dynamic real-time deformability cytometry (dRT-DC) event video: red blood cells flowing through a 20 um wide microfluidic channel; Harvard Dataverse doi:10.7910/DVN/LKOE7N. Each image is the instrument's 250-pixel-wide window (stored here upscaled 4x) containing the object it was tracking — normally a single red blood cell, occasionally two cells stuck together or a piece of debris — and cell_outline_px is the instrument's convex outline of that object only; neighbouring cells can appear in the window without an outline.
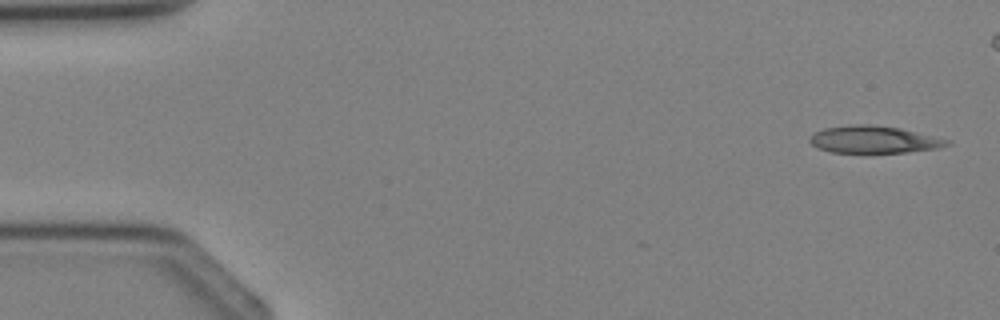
{"species": "Egyptian fruit bat (a non-hibernating species)", "species_latin": "Rousettus aegyptiacus", "temperature_condition": "cold", "stored_images_in_passage": 4, "camera_frame_rate_fps": 3000, "um_per_image_px": 0.085, "animal": {"sex": "female"}, "frame": {"image": 1, "passage_image": 1, "time_ms": 0.0, "image_size_px": [1000, 320], "cell_outline_px": [[952, 144], [940, 148], [908, 152], [864, 156], [832, 152], [816, 148], [808, 140], [816, 132], [824, 128], [848, 124], [872, 124], [900, 128], [952, 140]], "centroid_in_image_um": [74.29, 11.91], "position_along_channel_um": 10.7, "area_um2": 23.0}}